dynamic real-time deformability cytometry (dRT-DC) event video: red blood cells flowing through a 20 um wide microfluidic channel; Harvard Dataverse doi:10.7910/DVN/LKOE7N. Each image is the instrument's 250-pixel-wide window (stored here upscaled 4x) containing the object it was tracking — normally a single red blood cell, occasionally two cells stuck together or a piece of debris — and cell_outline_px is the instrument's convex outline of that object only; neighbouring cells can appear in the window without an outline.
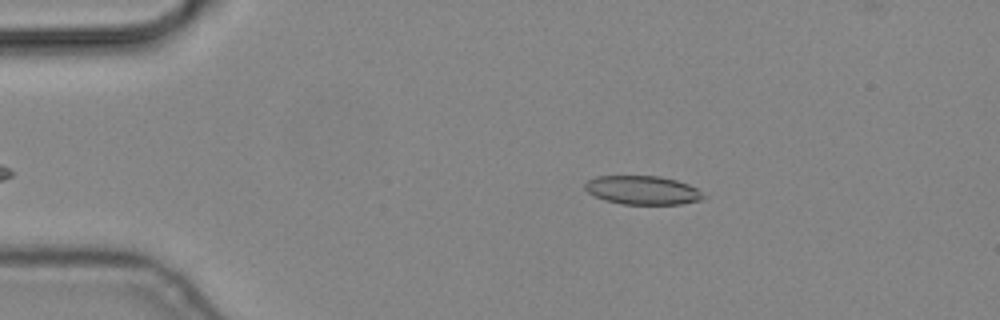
{"species": "common noctule bat (a hibernating species)", "species_latin": "Nyctalus noctula", "temperature_condition": "cold", "stored_images_in_passage": 2, "camera_frame_rate_fps": 3000, "um_per_image_px": 0.085, "animal": {"sex": "male", "body_mass_g": 19.2, "forearm_length_mm": 51.8}, "frame": {"image": 1, "passage_image": 1, "time_ms": 0.0, "image_size_px": [1000, 320], "cell_outline_px": [[704, 196], [700, 200], [680, 204], [624, 204], [604, 200], [588, 192], [584, 188], [584, 184], [588, 180], [596, 176], [660, 176], [676, 180], [688, 184], [696, 188]], "centroid_in_image_um": [54.59, 16.16], "position_along_channel_um": 30.4, "area_um2": 19.65}}